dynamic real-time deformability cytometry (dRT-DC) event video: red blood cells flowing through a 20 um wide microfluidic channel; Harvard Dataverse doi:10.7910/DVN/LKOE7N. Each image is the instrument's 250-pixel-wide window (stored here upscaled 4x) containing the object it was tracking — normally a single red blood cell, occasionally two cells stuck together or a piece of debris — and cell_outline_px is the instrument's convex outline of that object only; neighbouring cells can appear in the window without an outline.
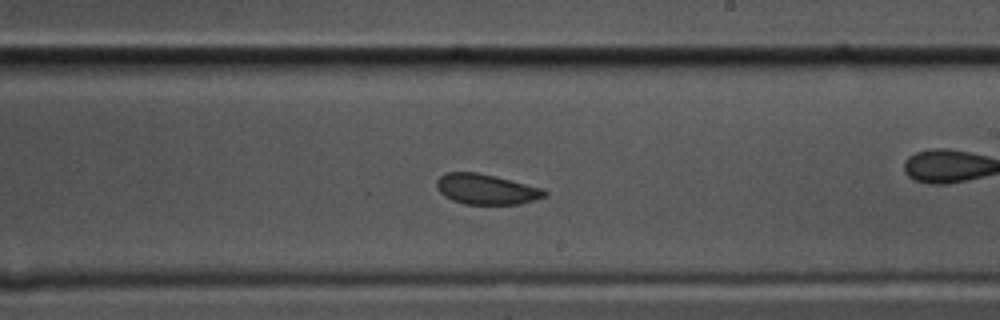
{"species": "common noctule bat (a hibernating species)", "species_latin": "Nyctalus noctula", "temperature_condition": "cold", "stored_images_in_passage": 44, "camera_frame_rate_fps": 3000, "um_per_image_px": 0.085, "animal": {"sex": "male", "body_mass_g": 17.5, "forearm_length_mm": 52.3}, "frame": {"image": 1, "passage_image": 19, "time_ms": 6.0, "image_size_px": [1000, 320], "cell_outline_px": [[548, 192], [544, 196], [520, 204], [464, 204], [452, 200], [444, 196], [436, 188], [436, 180], [444, 172], [476, 172], [496, 176], [544, 188]], "centroid_in_image_um": [41.3, 16.07], "position_along_channel_um": 247.7, "area_um2": 19.19}}
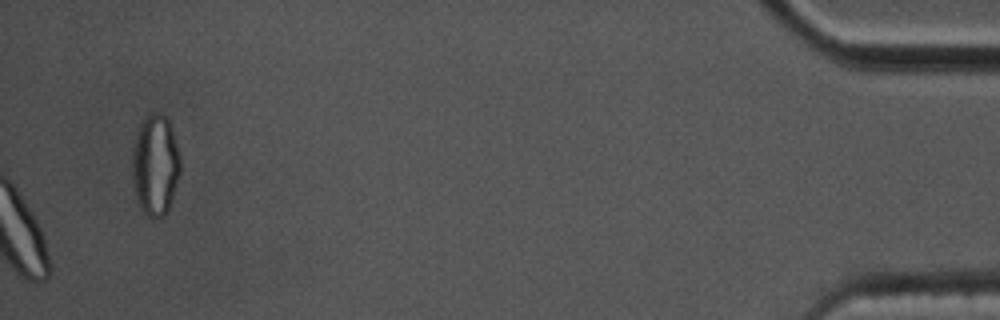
{"frame": {"image": 2, "passage_image": 44, "time_ms": 14.333, "image_size_px": [1000, 320], "cell_outline_px": [[180, 176], [168, 212], [164, 216], [148, 216], [140, 208], [136, 196], [132, 176], [132, 148], [136, 132], [144, 116], [152, 112], [160, 112], [168, 120], [180, 156]], "centroid_in_image_um": [13.19, 14.01], "position_along_channel_um": 422.0, "area_um2": 28.5}, "authors_computed_cell_mechanics": {"area_um2": 19.7965, "velocity_mm_per_s": 3.4892, "shape_relaxation_time_tau1_ms": 8.7241, "shape_relaxation_time_tau2_ms": 1.6493, "deformation_change_tau1": 0.1037, "deformation_change_tau2": 0.0555}}